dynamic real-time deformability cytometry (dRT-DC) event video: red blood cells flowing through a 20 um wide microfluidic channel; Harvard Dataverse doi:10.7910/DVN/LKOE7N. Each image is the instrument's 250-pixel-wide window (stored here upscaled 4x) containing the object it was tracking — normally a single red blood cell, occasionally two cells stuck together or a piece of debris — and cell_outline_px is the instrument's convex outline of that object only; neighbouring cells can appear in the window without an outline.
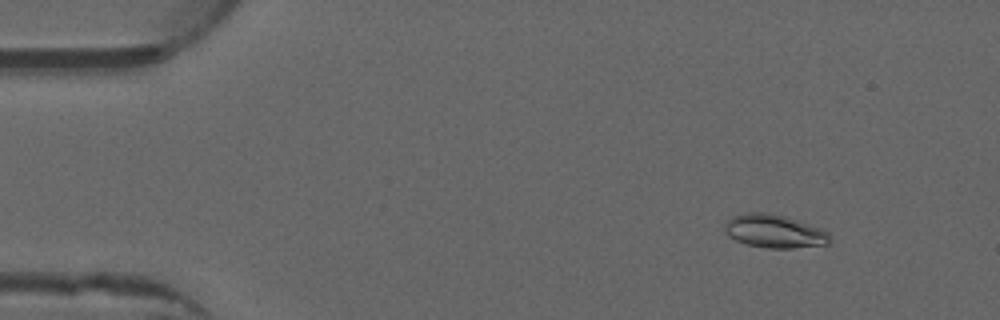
{"species": "common noctule bat (a hibernating species)", "species_latin": "Nyctalus noctula", "temperature_condition": "warm", "stored_images_in_passage": 52, "camera_frame_rate_fps": 3000, "um_per_image_px": 0.085, "animal": {"sex": "male", "forearm_length_mm": 52.5}, "frame": {"image": 1, "passage_image": 6, "time_ms": 1.667, "image_size_px": [1000, 320], "cell_outline_px": [[828, 244], [792, 248], [768, 248], [748, 244], [736, 240], [728, 236], [724, 232], [724, 224], [732, 216], [744, 212], [768, 212], [784, 216], [820, 228], [828, 232]], "centroid_in_image_um": [65.75, 19.64], "position_along_channel_um": 19.2, "area_um2": 20.23}}
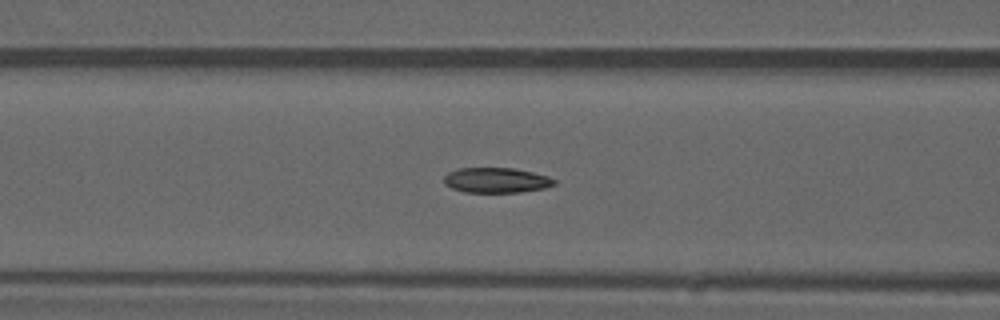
{"frame": {"image": 2, "passage_image": 21, "time_ms": 6.667, "image_size_px": [1000, 320], "cell_outline_px": [[556, 184], [544, 188], [520, 192], [464, 192], [452, 188], [444, 184], [444, 176], [448, 172], [460, 168], [516, 168], [548, 176], [556, 180]], "centroid_in_image_um": [42.18, 15.31], "position_along_channel_um": 124.4, "area_um2": 16.18}}
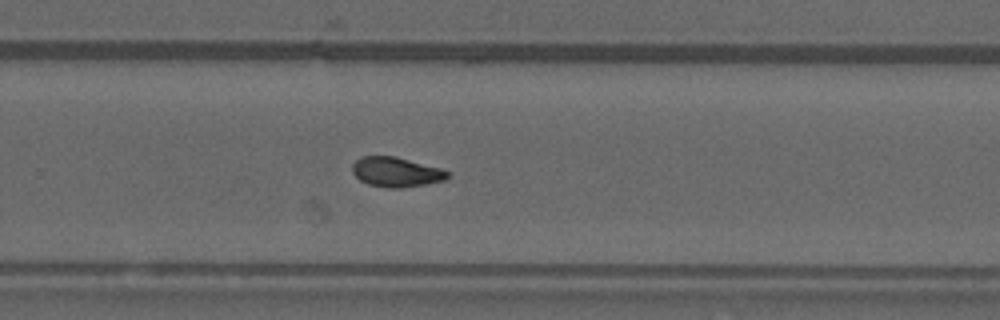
{"frame": {"image": 3, "passage_image": 34, "time_ms": 11.0, "image_size_px": [1000, 320], "cell_outline_px": [[452, 176], [444, 180], [424, 184], [400, 188], [388, 188], [368, 184], [360, 180], [352, 172], [352, 164], [360, 156], [392, 156], [440, 168], [448, 172]], "centroid_in_image_um": [33.65, 14.62], "position_along_channel_um": 296.2, "area_um2": 16.36}, "authors_computed_cell_mechanics": {"area_um2": 16.5019, "velocity_mm_per_s": 3.9759, "shape_relaxation_time_tau1_ms": null, "shape_relaxation_time_tau2_ms": 2.6726, "deformation_change_tau1": null, "deformation_change_tau2": 0.0815}}